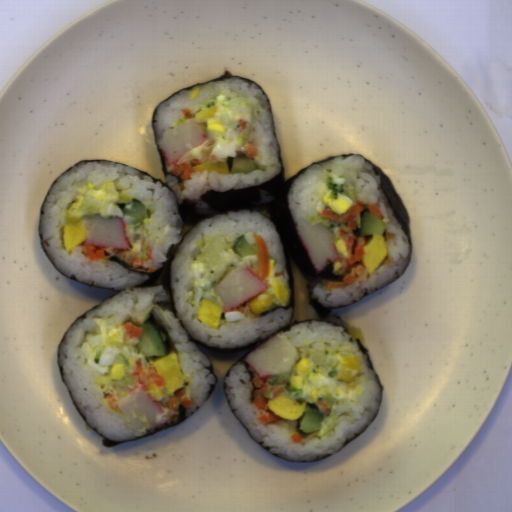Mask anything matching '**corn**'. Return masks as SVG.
<instances>
[{
	"instance_id": "f1292c28",
	"label": "corn",
	"mask_w": 512,
	"mask_h": 512,
	"mask_svg": "<svg viewBox=\"0 0 512 512\" xmlns=\"http://www.w3.org/2000/svg\"><path fill=\"white\" fill-rule=\"evenodd\" d=\"M329 193L326 194L322 200V202L325 206H327L331 211H333L334 213H336L338 215H342L349 210L352 203L345 200L341 196H338L335 199H329L328 198Z\"/></svg>"
},
{
	"instance_id": "51d56268",
	"label": "corn",
	"mask_w": 512,
	"mask_h": 512,
	"mask_svg": "<svg viewBox=\"0 0 512 512\" xmlns=\"http://www.w3.org/2000/svg\"><path fill=\"white\" fill-rule=\"evenodd\" d=\"M274 299L267 290L247 300V304L254 314H261L271 309Z\"/></svg>"
}]
</instances>
